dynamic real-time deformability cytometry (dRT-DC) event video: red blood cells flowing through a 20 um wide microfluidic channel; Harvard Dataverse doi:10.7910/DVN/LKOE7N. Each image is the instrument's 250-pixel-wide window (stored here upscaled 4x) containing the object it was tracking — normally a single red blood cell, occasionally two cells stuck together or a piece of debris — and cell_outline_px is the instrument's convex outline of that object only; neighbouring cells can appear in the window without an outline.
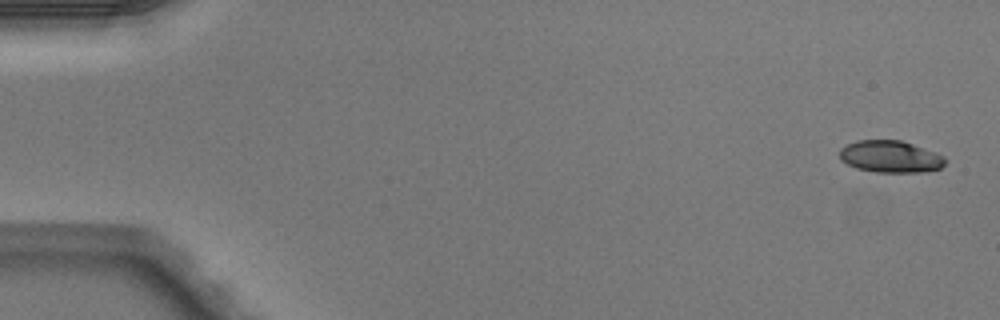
{"species": "Egyptian fruit bat (a non-hibernating species)", "species_latin": "Rousettus aegyptiacus", "temperature_condition": "warm", "stored_images_in_passage": 5, "camera_frame_rate_fps": 3000, "um_per_image_px": 0.085, "animal": {"sex": "male"}, "frame": {"image": 1, "passage_image": 1, "time_ms": 0.0, "image_size_px": [1000, 320], "cell_outline_px": [[948, 160], [940, 168], [924, 172], [876, 172], [856, 168], [840, 160], [840, 148], [856, 140], [900, 140], [936, 152], [944, 156]], "centroid_in_image_um": [75.69, 13.31], "position_along_channel_um": 9.3, "area_um2": 19.71}}
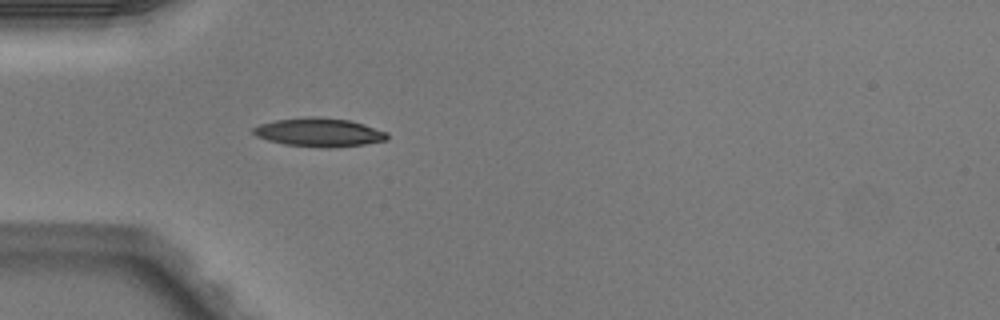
{"frame": {"image": 2, "passage_image": 5, "time_ms": 1.333, "image_size_px": [1000, 320], "cell_outline_px": [[388, 140], [364, 144], [332, 148], [328, 148], [284, 144], [268, 140], [256, 136], [252, 132], [252, 128], [260, 124], [276, 120], [308, 116], [320, 116], [352, 120], [388, 132]], "centroid_in_image_um": [27.15, 11.24], "position_along_channel_um": 57.8, "area_um2": 22.54}}